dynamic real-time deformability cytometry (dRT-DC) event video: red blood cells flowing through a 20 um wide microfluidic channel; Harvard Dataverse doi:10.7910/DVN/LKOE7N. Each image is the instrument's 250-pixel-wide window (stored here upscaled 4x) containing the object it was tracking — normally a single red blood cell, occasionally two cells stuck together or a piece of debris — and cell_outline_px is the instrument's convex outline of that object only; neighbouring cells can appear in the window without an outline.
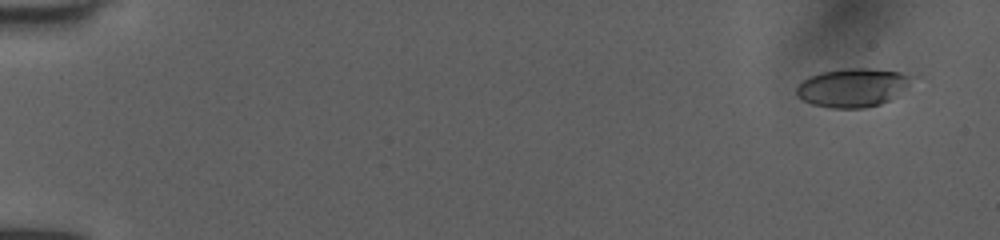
{"species": "human", "species_latin": "Homo sapiens", "temperature_condition": "room temperature", "stored_images_in_passage": 53, "camera_frame_rate_fps": 3000, "um_per_image_px": 0.085, "donor": {"sex": "female"}, "frame": {"image": 1, "passage_image": 4, "time_ms": 1.0, "image_size_px": [1000, 240], "cell_outline_px": [[920, 76], [888, 100], [880, 104], [864, 108], [832, 108], [812, 104], [796, 96], [796, 84], [800, 80], [808, 76], [820, 72], [844, 68], [868, 68], [900, 72]], "centroid_in_image_um": [72.45, 7.42], "position_along_channel_um": 12.6, "area_um2": 26.24}}
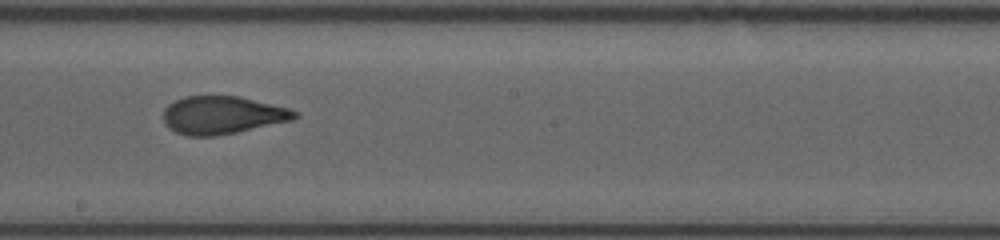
{"frame": {"image": 2, "passage_image": 32, "time_ms": 10.333, "image_size_px": [1000, 240], "cell_outline_px": [[300, 116], [292, 120], [236, 132], [216, 136], [188, 136], [176, 132], [168, 128], [164, 120], [164, 108], [168, 104], [184, 96], [240, 96], [288, 108], [296, 112]], "centroid_in_image_um": [18.88, 9.78], "position_along_channel_um": 229.3, "area_um2": 28.9}}
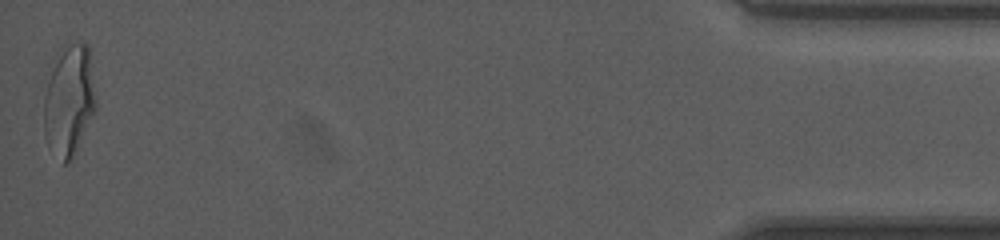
{"frame": {"image": 3, "passage_image": 53, "time_ms": 17.333, "image_size_px": [1000, 240], "cell_outline_px": [[96, 108], [72, 156], [64, 164], [48, 148], [44, 132], [44, 100], [52, 60], [56, 52], [68, 40], [88, 44], [96, 100]], "centroid_in_image_um": [5.84, 8.43], "position_along_channel_um": 429.4, "area_um2": 33.76}, "authors_computed_cell_mechanics": {"area_um2": 29.2468, "velocity_mm_per_s": 4.043, "shape_relaxation_time_tau1_ms": 5.7975, "shape_relaxation_time_tau2_ms": 1.0224, "deformation_change_tau1": 0.2141, "deformation_change_tau2": 0.0784}}